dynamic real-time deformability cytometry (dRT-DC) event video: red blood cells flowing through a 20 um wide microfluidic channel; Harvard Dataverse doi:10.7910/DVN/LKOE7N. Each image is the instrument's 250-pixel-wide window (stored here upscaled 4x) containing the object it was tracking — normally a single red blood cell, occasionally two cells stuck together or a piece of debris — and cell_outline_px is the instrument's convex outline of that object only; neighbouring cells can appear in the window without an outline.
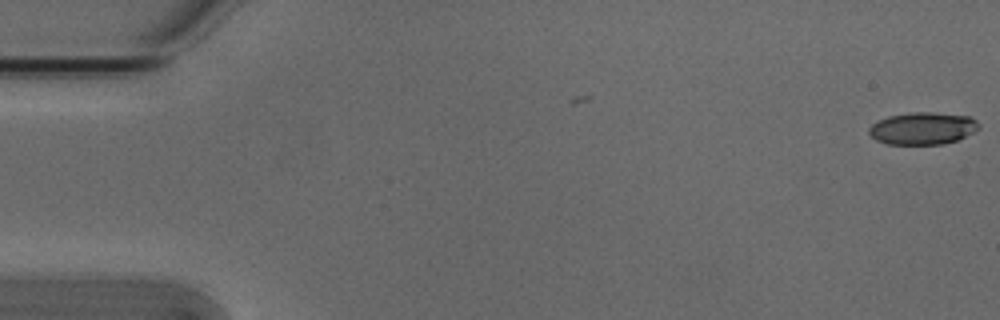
{"species": "Egyptian fruit bat (a non-hibernating species)", "species_latin": "Rousettus aegyptiacus", "temperature_condition": "cold", "stored_images_in_passage": 2, "camera_frame_rate_fps": 3000, "um_per_image_px": 0.085, "animal": {"sex": "male"}, "frame": {"image": 1, "passage_image": 2, "time_ms": 0.333, "image_size_px": [1000, 320], "cell_outline_px": [[980, 128], [956, 140], [944, 144], [888, 144], [876, 140], [868, 132], [868, 128], [872, 124], [888, 116], [912, 112], [932, 112], [972, 116], [980, 124]], "centroid_in_image_um": [78.44, 10.9], "position_along_channel_um": 6.6, "area_um2": 20.63}}